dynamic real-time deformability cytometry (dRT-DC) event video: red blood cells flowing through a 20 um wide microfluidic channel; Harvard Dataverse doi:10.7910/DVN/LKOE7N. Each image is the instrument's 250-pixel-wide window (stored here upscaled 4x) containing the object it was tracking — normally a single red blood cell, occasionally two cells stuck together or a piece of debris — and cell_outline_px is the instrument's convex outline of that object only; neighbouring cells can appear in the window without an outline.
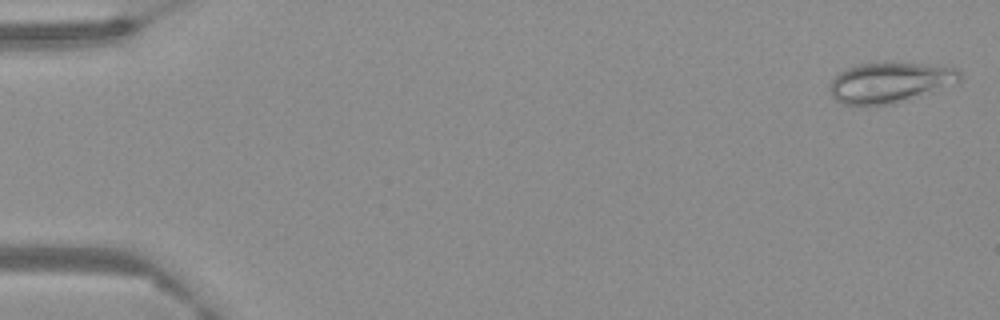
{"species": "Egyptian fruit bat (a non-hibernating species)", "species_latin": "Rousettus aegyptiacus", "temperature_condition": "warm", "stored_images_in_passage": 34, "camera_frame_rate_fps": 3000, "um_per_image_px": 0.085, "frame": {"image": 1, "passage_image": 2, "time_ms": 0.333, "image_size_px": [1000, 320], "cell_outline_px": [[960, 84], [892, 104], [844, 104], [836, 100], [832, 96], [828, 88], [828, 84], [840, 72], [856, 64], [920, 64], [960, 68]], "centroid_in_image_um": [75.69, 7.02], "position_along_channel_um": 9.3, "area_um2": 30.35}}
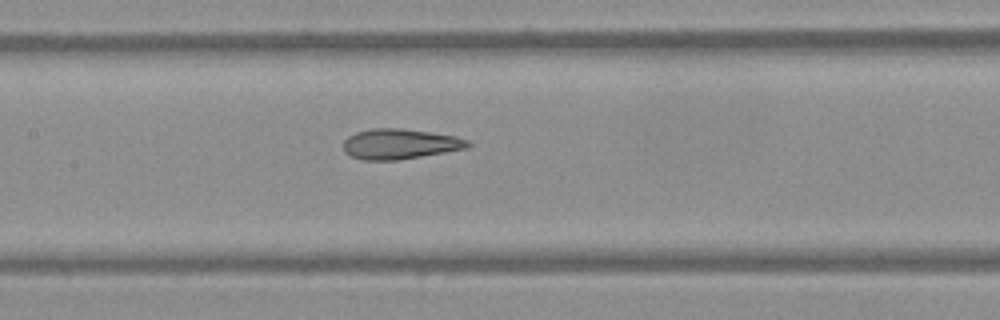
{"frame": {"image": 2, "passage_image": 30, "time_ms": 9.667, "image_size_px": [1000, 320], "cell_outline_px": [[472, 144], [468, 148], [400, 160], [360, 160], [344, 152], [344, 140], [348, 136], [356, 132], [372, 128], [400, 128], [432, 132], [456, 136], [468, 140]], "centroid_in_image_um": [34.0, 12.24], "position_along_channel_um": 173.4, "area_um2": 22.14}}
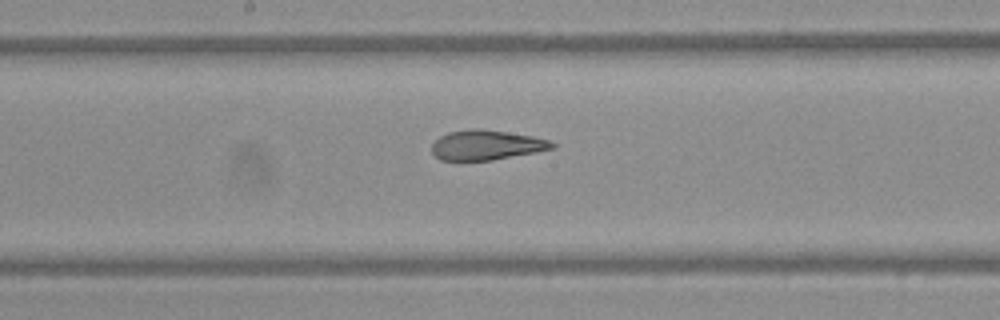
{"frame": {"image": 3, "passage_image": 33, "time_ms": 10.667, "image_size_px": [1000, 320], "cell_outline_px": [[556, 148], [536, 152], [492, 160], [440, 160], [432, 152], [432, 144], [440, 136], [448, 132], [472, 128], [480, 128], [532, 136], [548, 140], [556, 144]], "centroid_in_image_um": [41.35, 12.32], "position_along_channel_um": 206.9, "area_um2": 20.87}}